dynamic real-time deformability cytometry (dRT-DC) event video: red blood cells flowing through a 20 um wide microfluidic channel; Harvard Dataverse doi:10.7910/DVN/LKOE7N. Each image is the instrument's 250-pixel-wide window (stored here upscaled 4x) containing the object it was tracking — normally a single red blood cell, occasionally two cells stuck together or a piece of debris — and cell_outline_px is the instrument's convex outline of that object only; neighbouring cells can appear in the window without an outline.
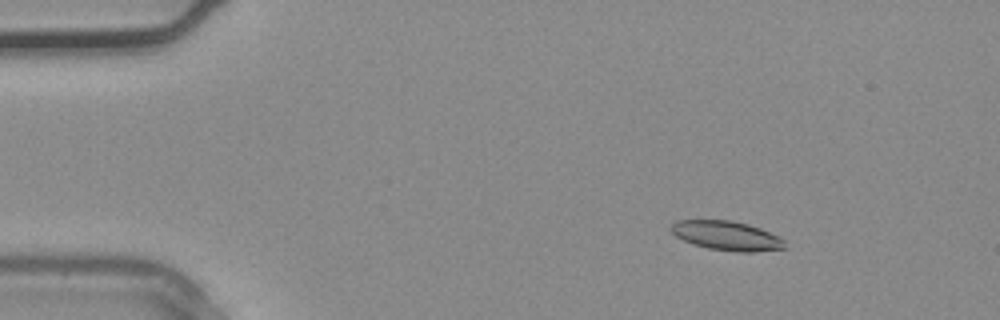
{"species": "common noctule bat (a hibernating species)", "species_latin": "Nyctalus noctula", "temperature_condition": "warm", "stored_images_in_passage": 37, "camera_frame_rate_fps": 3000, "um_per_image_px": 0.085, "animal": {"sex": "male", "body_mass_g": 20.4}, "frame": {"image": 1, "passage_image": 6, "time_ms": 1.667, "image_size_px": [1000, 320], "cell_outline_px": [[784, 248], [752, 252], [740, 252], [708, 248], [684, 240], [676, 236], [668, 228], [676, 220], [732, 220], [748, 224], [760, 228], [784, 240]], "centroid_in_image_um": [61.73, 20.02], "position_along_channel_um": 23.3, "area_um2": 19.13}}